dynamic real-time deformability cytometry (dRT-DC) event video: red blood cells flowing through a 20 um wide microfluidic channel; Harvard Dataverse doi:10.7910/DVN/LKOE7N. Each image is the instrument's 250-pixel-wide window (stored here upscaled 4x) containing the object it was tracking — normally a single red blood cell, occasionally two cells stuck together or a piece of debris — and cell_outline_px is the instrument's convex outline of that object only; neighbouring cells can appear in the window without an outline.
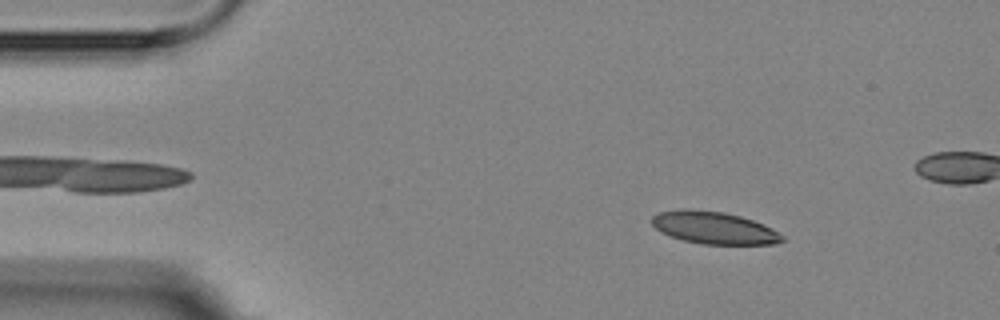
{"species": "Egyptian fruit bat (a non-hibernating species)", "species_latin": "Rousettus aegyptiacus", "temperature_condition": "room temperature", "stored_images_in_passage": 3, "camera_frame_rate_fps": 3000, "um_per_image_px": 0.085, "animal": {"sex": "female"}, "frame": {"image": 1, "passage_image": 2, "time_ms": 1.0, "image_size_px": [1000, 320], "cell_outline_px": [[784, 240], [776, 244], [700, 244], [684, 240], [660, 232], [652, 224], [652, 216], [656, 212], [680, 208], [684, 208], [724, 212], [740, 216], [764, 224], [772, 228], [784, 236]], "centroid_in_image_um": [60.67, 19.35], "position_along_channel_um": 24.3, "area_um2": 24.68}}